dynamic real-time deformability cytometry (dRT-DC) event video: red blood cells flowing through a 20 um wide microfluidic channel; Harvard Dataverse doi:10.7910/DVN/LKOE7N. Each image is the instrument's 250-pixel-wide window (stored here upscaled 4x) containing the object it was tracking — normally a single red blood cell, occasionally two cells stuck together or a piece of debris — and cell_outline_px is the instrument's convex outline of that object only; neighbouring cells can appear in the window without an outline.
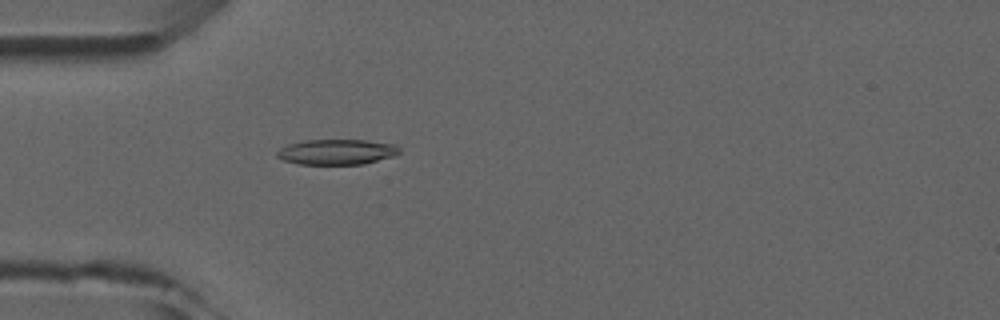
{"species": "common noctule bat (a hibernating species)", "species_latin": "Nyctalus noctula", "temperature_condition": "room temperature", "stored_images_in_passage": 5, "camera_frame_rate_fps": 3000, "um_per_image_px": 0.085, "animal": {"sex": "male", "forearm_length_mm": 52.5}, "frame": {"image": 1, "passage_image": 5, "time_ms": 4.667, "image_size_px": [1000, 320], "cell_outline_px": [[400, 152], [392, 156], [364, 164], [300, 164], [284, 160], [276, 156], [276, 152], [280, 148], [288, 144], [304, 140], [368, 140], [396, 144], [400, 148]], "centroid_in_image_um": [28.63, 12.9], "position_along_channel_um": 56.4, "area_um2": 18.09}}